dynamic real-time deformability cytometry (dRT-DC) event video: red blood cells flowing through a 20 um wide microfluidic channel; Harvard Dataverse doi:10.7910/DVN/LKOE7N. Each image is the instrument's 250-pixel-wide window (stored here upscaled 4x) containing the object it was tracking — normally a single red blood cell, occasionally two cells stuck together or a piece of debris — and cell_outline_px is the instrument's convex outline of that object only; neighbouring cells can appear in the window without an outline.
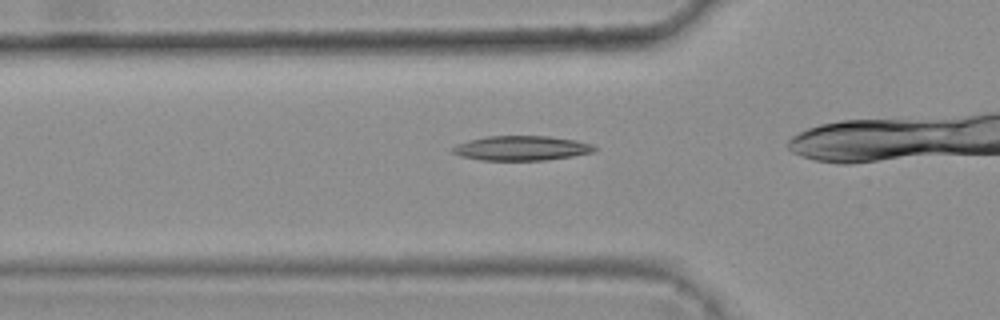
{"species": "common noctule bat (a hibernating species)", "species_latin": "Nyctalus noctula", "temperature_condition": "warm", "stored_images_in_passage": 35, "camera_frame_rate_fps": 3000, "um_per_image_px": 0.085, "animal": {"sex": "female", "body_mass_g": 25.1}, "frame": {"image": 1, "passage_image": 10, "time_ms": 3.0, "image_size_px": [1000, 320], "cell_outline_px": [[596, 152], [572, 156], [544, 160], [480, 160], [460, 156], [452, 152], [452, 148], [456, 144], [468, 140], [488, 136], [548, 136], [576, 140], [592, 144], [596, 148]], "centroid_in_image_um": [44.32, 12.59], "position_along_channel_um": 81.5, "area_um2": 20.4}}
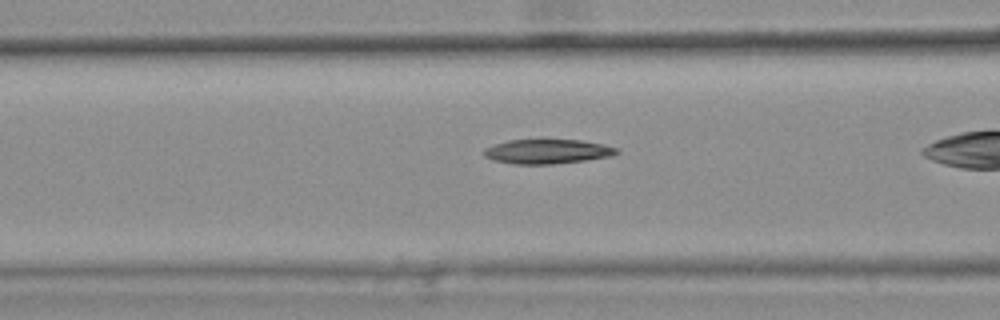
{"frame": {"image": 2, "passage_image": 13, "time_ms": 4.0, "image_size_px": [1000, 320], "cell_outline_px": [[620, 152], [612, 156], [588, 160], [552, 164], [512, 164], [492, 160], [484, 156], [484, 148], [508, 140], [544, 136], [580, 140], [604, 144], [616, 148]], "centroid_in_image_um": [46.52, 12.83], "position_along_channel_um": 120.1, "area_um2": 20.0}}